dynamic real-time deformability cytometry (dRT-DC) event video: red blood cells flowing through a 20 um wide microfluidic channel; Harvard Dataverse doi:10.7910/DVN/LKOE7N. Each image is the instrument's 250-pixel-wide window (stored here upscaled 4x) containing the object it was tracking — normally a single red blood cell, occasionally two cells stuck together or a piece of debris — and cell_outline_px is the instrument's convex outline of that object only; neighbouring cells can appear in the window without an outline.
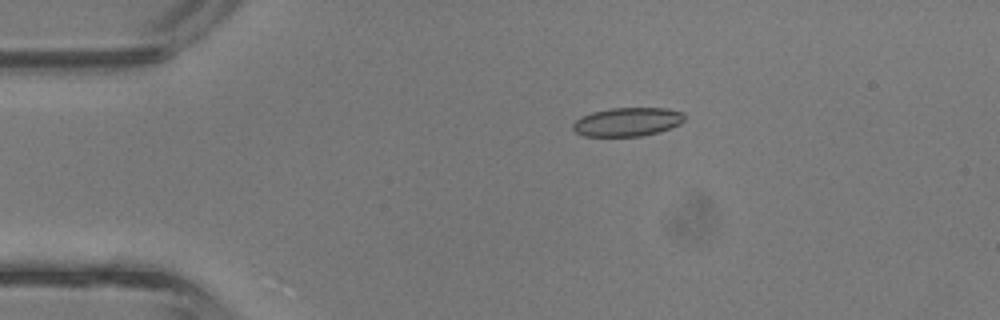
{"species": "common noctule bat (a hibernating species)", "species_latin": "Nyctalus noctula", "temperature_condition": "room temperature", "stored_images_in_passage": 4, "camera_frame_rate_fps": 3000, "um_per_image_px": 0.085, "animal": {"sex": "male", "body_mass_g": 13.3}, "frame": {"image": 1, "passage_image": 3, "time_ms": 0.667, "image_size_px": [1000, 320], "cell_outline_px": [[684, 120], [680, 124], [656, 132], [640, 136], [584, 136], [576, 132], [572, 128], [572, 124], [580, 116], [592, 112], [612, 108], [668, 108], [684, 112]], "centroid_in_image_um": [53.31, 10.35], "position_along_channel_um": 31.7, "area_um2": 18.61}}